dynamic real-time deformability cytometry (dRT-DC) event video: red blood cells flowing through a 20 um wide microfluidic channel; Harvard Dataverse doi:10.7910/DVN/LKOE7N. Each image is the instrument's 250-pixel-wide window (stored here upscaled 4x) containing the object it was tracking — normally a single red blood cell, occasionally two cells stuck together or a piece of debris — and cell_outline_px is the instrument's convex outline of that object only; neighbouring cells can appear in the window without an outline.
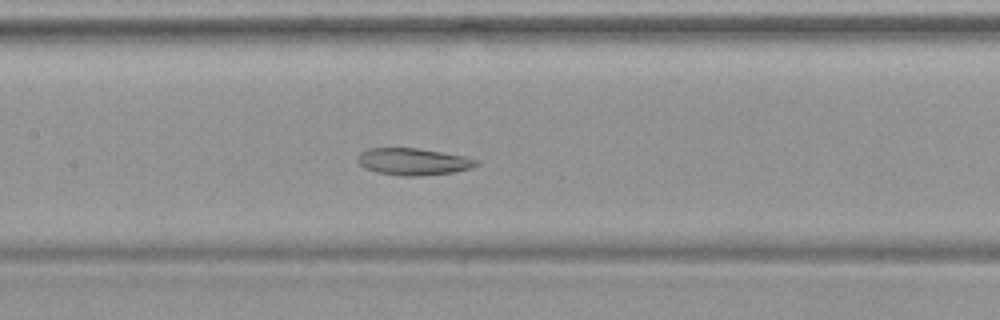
{"species": "common noctule bat (a hibernating species)", "species_latin": "Nyctalus noctula", "temperature_condition": "warm", "stored_images_in_passage": 49, "segment_of_instrument_passage": [1, 2], "camera_frame_rate_fps": 3000, "um_per_image_px": 0.085, "animal": {"sex": "female", "body_mass_g": 19.9}, "frame": {"image": 1, "passage_image": 23, "time_ms": 7.333, "image_size_px": [1000, 320], "cell_outline_px": [[480, 164], [472, 168], [452, 172], [420, 176], [404, 176], [376, 172], [364, 168], [356, 160], [356, 156], [360, 152], [368, 148], [416, 148], [464, 156], [480, 160]], "centroid_in_image_um": [35.11, 13.74], "position_along_channel_um": 172.3, "area_um2": 18.73}}
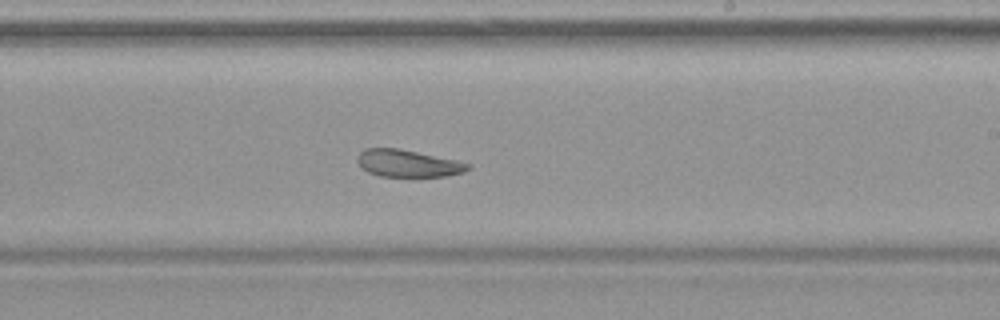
{"frame": {"image": 2, "passage_image": 29, "time_ms": 9.333, "image_size_px": [1000, 320], "cell_outline_px": [[472, 168], [464, 172], [448, 176], [380, 176], [368, 172], [356, 160], [356, 156], [364, 148], [400, 148], [456, 160], [472, 164]], "centroid_in_image_um": [34.7, 13.88], "position_along_channel_um": 254.3, "area_um2": 17.57}}
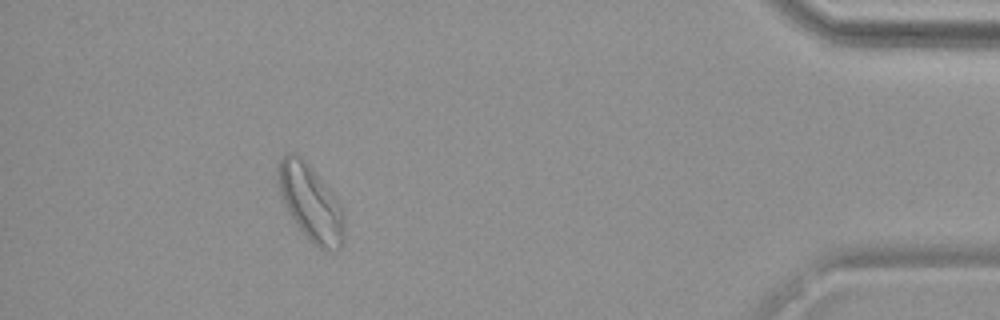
{"frame": {"image": 3, "passage_image": 44, "time_ms": 14.333, "image_size_px": [1000, 320], "cell_outline_px": [[344, 240], [340, 248], [336, 252], [332, 252], [320, 248], [296, 224], [288, 212], [284, 204], [276, 180], [276, 168], [280, 160], [288, 152], [296, 152], [316, 172], [340, 204], [344, 212]], "centroid_in_image_um": [26.4, 17.21], "position_along_channel_um": 408.8, "area_um2": 29.3}}